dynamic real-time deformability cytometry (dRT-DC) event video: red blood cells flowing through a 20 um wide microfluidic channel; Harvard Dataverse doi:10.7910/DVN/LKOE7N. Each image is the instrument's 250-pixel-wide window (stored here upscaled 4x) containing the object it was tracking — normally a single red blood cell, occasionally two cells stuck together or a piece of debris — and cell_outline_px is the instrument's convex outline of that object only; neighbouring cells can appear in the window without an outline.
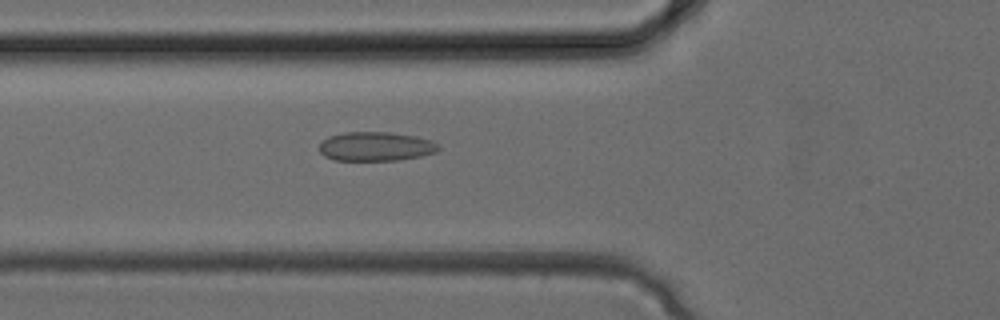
{"species": "common noctule bat (a hibernating species)", "species_latin": "Nyctalus noctula", "temperature_condition": "cold", "stored_images_in_passage": 26, "camera_frame_rate_fps": 3000, "um_per_image_px": 0.085, "animal": {"sex": "female", "body_mass_g": 24.6, "forearm_length_mm": 56.2}, "frame": {"image": 1, "passage_image": 4, "time_ms": 1.0, "image_size_px": [1000, 320], "cell_outline_px": [[440, 148], [436, 152], [420, 156], [400, 160], [332, 160], [324, 156], [320, 152], [320, 144], [328, 136], [344, 132], [392, 132], [416, 136], [432, 140]], "centroid_in_image_um": [31.94, 12.44], "position_along_channel_um": 93.9, "area_um2": 20.29}}
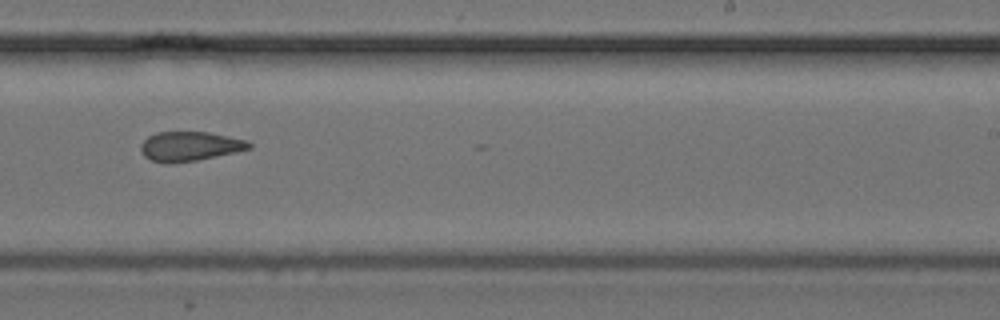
{"frame": {"image": 2, "passage_image": 13, "time_ms": 4.0, "image_size_px": [1000, 320], "cell_outline_px": [[252, 148], [236, 152], [196, 160], [172, 164], [164, 164], [152, 160], [144, 156], [140, 152], [140, 144], [148, 136], [156, 132], [208, 132], [248, 140], [252, 144]], "centroid_in_image_um": [16.11, 12.44], "position_along_channel_um": 272.9, "area_um2": 18.79}}
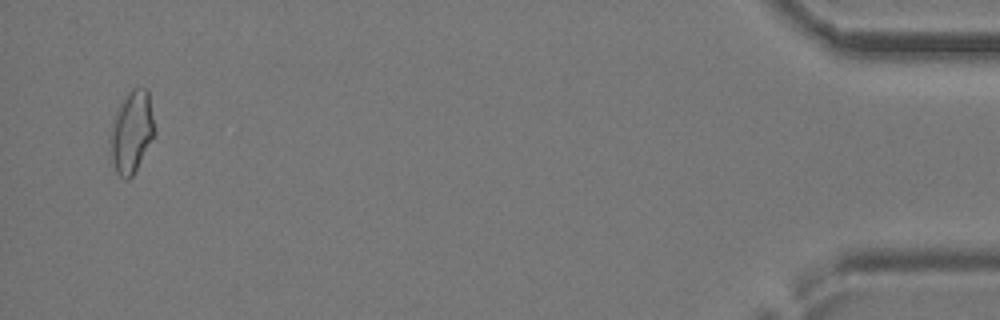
{"frame": {"image": 3, "passage_image": 25, "time_ms": 8.0, "image_size_px": [1000, 320], "cell_outline_px": [[156, 132], [132, 176], [128, 180], [124, 180], [116, 172], [112, 160], [108, 140], [108, 136], [120, 100], [132, 88], [148, 88]], "centroid_in_image_um": [11.17, 11.18], "position_along_channel_um": 424.0, "area_um2": 21.44}}